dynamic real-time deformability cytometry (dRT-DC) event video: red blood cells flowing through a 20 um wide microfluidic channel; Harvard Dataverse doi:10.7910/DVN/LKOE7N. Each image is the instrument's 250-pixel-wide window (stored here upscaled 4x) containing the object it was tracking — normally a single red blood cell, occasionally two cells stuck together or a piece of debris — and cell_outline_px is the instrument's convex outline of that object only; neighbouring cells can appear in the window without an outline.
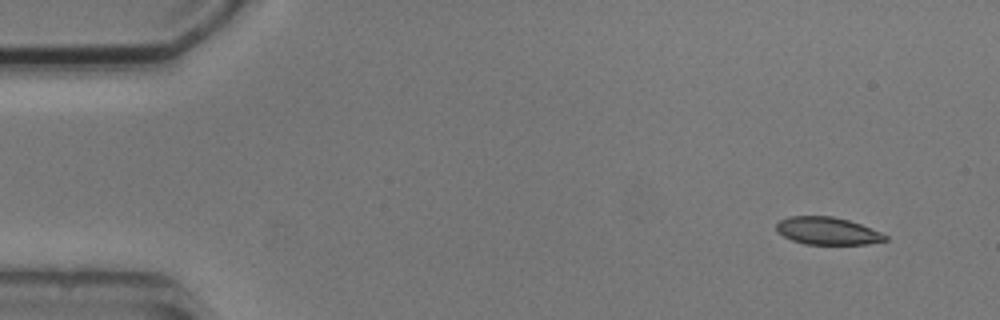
{"species": "common noctule bat (a hibernating species)", "species_latin": "Nyctalus noctula", "temperature_condition": "cold", "stored_images_in_passage": 4, "camera_frame_rate_fps": 3000, "um_per_image_px": 0.085, "animal": {"sex": "male", "body_mass_g": 20.5, "forearm_length_mm": 52.5}, "frame": {"image": 1, "passage_image": 1, "time_ms": 0.0, "image_size_px": [1000, 320], "cell_outline_px": [[888, 240], [868, 244], [804, 244], [792, 240], [776, 232], [776, 224], [780, 220], [788, 216], [832, 216], [848, 220], [860, 224], [880, 232], [888, 236]], "centroid_in_image_um": [70.31, 19.63], "position_along_channel_um": 14.7, "area_um2": 17.46}}
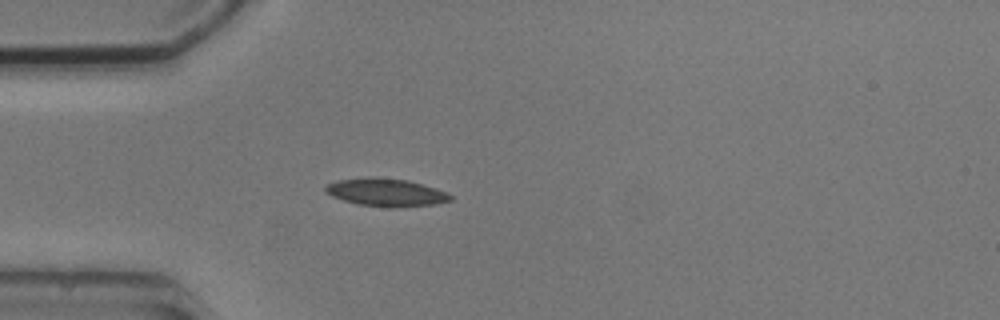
{"frame": {"image": 2, "passage_image": 4, "time_ms": 3.667, "image_size_px": [1000, 320], "cell_outline_px": [[452, 200], [432, 204], [360, 204], [344, 200], [332, 196], [324, 188], [328, 184], [336, 180], [368, 176], [376, 176], [408, 180], [436, 188], [452, 196]], "centroid_in_image_um": [32.76, 16.27], "position_along_channel_um": 52.2, "area_um2": 19.13}}